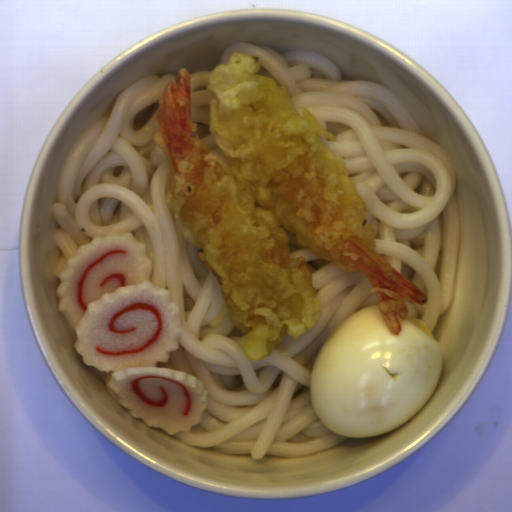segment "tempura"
<instances>
[{"mask_svg": "<svg viewBox=\"0 0 512 512\" xmlns=\"http://www.w3.org/2000/svg\"><path fill=\"white\" fill-rule=\"evenodd\" d=\"M259 71L260 60L233 52L208 78V131L220 153L192 132L184 67L161 94L153 133L170 167L165 199L215 277L243 334L244 357L272 355L285 336L299 341L322 315L308 261L290 257L286 231L336 269L362 274L397 337L409 312L405 301L424 306L428 298L376 251L346 162L321 142L335 136Z\"/></svg>", "mask_w": 512, "mask_h": 512, "instance_id": "obj_1", "label": "tempura"}]
</instances>
